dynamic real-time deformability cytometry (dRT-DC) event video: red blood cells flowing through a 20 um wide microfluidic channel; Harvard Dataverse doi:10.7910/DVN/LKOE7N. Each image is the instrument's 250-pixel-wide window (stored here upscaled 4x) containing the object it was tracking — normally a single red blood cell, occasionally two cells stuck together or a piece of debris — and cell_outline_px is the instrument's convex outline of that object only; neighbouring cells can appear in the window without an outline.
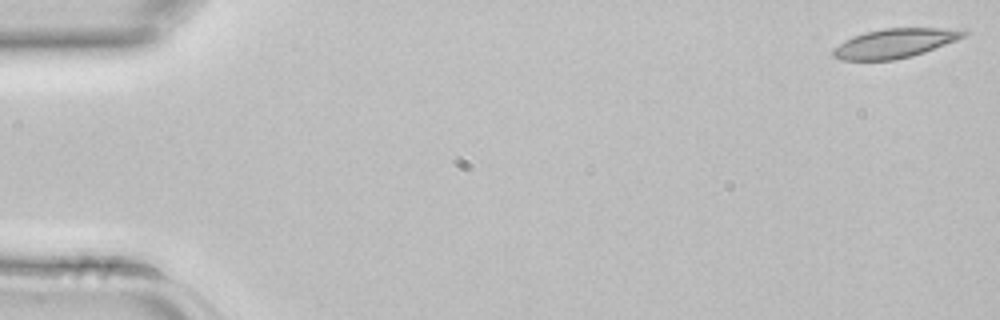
{"species": "common noctule bat (a hibernating species)", "species_latin": "Nyctalus noctula", "temperature_condition": "room temperature", "stored_images_in_passage": 4, "camera_frame_rate_fps": 3000, "um_per_image_px": 0.085, "animal": {"sex": "female", "body_mass_g": 22.7, "forearm_length_mm": 54.2}, "frame": {"image": 1, "passage_image": 1, "time_ms": 0.0, "image_size_px": [1000, 320], "cell_outline_px": [[968, 32], [964, 36], [956, 40], [924, 52], [912, 56], [892, 60], [840, 60], [832, 56], [832, 48], [844, 40], [852, 36], [864, 32], [884, 28], [944, 28]], "centroid_in_image_um": [75.96, 3.68], "position_along_channel_um": 9.0, "area_um2": 22.14}}
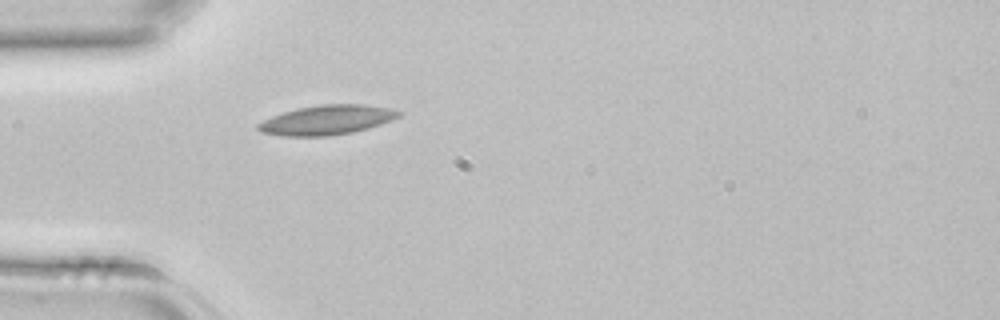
{"frame": {"image": 2, "passage_image": 4, "time_ms": 1.0, "image_size_px": [1000, 320], "cell_outline_px": [[404, 112], [400, 116], [392, 120], [368, 128], [352, 132], [328, 136], [284, 136], [260, 132], [256, 128], [256, 124], [272, 116], [296, 108], [320, 104], [364, 104], [388, 108]], "centroid_in_image_um": [27.78, 10.19], "position_along_channel_um": 57.2, "area_um2": 24.28}}